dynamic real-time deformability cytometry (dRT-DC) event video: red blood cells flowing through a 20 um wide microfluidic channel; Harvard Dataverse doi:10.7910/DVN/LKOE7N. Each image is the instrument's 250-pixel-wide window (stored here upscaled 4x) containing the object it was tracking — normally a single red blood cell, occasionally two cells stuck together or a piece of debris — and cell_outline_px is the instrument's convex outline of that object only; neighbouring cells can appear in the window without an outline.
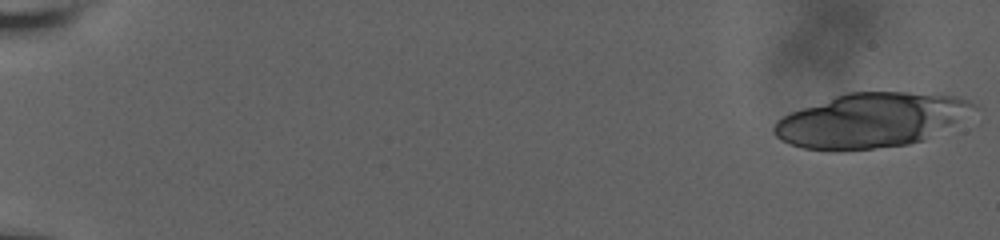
{"species": "human", "species_latin": "Homo sapiens", "temperature_condition": "room temperature", "stored_images_in_passage": 10, "camera_frame_rate_fps": 3000, "um_per_image_px": 0.085, "donor": {"sex": "male"}, "frame": {"image": 1, "passage_image": 1, "time_ms": 0.0, "image_size_px": [1000, 240], "cell_outline_px": [[976, 108], [924, 140], [908, 144], [872, 148], [828, 152], [804, 148], [792, 144], [776, 136], [772, 132], [772, 128], [776, 120], [792, 112], [836, 96], [848, 92], [940, 92], [960, 96], [976, 104]], "centroid_in_image_um": [74.03, 10.21], "position_along_channel_um": 11.0, "area_um2": 62.89}}
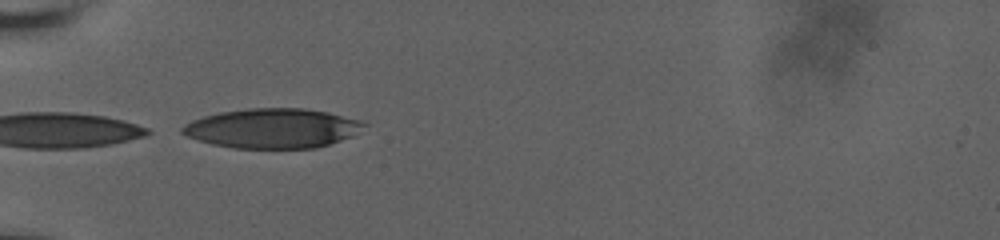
{"frame": {"image": 2, "passage_image": 9, "time_ms": 7.0, "image_size_px": [1000, 240], "cell_outline_px": [[368, 124], [352, 136], [316, 148], [232, 148], [212, 144], [188, 136], [180, 132], [180, 128], [184, 124], [192, 120], [204, 116], [220, 112], [248, 108], [304, 108], [328, 112], [360, 120]], "centroid_in_image_um": [23.15, 10.9], "position_along_channel_um": 61.8, "area_um2": 41.91}}